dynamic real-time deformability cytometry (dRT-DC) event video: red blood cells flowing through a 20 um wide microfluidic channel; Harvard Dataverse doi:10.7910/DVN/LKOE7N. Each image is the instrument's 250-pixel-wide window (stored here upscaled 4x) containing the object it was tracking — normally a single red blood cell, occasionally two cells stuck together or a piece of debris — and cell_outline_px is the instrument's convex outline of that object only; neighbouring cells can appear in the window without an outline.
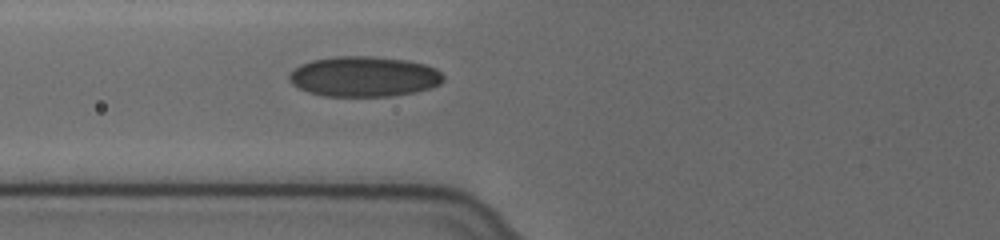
{"species": "human", "species_latin": "Homo sapiens", "temperature_condition": "cold", "stored_images_in_passage": 2, "camera_frame_rate_fps": 3000, "um_per_image_px": 0.085, "donor": {"sex": "female"}, "frame": {"image": 1, "passage_image": 2, "time_ms": 0.333, "image_size_px": [1000, 240], "cell_outline_px": [[444, 80], [440, 84], [432, 88], [416, 92], [388, 96], [320, 96], [308, 92], [292, 84], [288, 80], [288, 76], [300, 64], [312, 60], [336, 56], [368, 56], [404, 60], [424, 64], [436, 68], [444, 76]], "centroid_in_image_um": [30.94, 6.51], "position_along_channel_um": 94.9, "area_um2": 36.24}}